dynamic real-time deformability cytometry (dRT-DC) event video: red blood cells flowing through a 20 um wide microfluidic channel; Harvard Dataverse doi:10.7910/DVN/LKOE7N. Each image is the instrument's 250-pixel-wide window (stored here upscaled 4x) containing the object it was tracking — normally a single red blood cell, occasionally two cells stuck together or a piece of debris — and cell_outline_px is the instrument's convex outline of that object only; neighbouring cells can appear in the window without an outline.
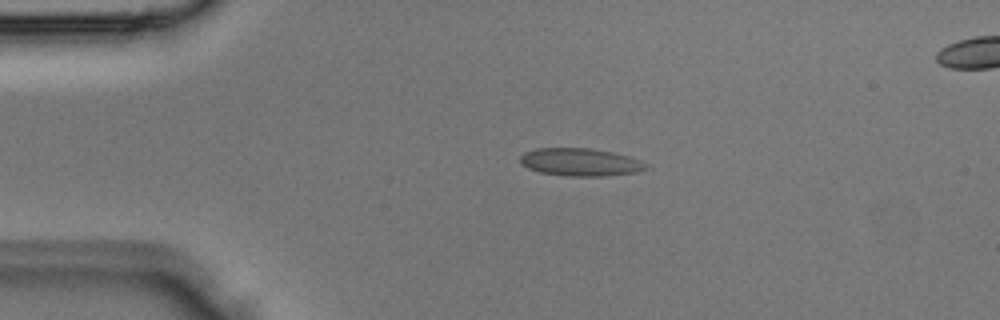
{"species": "Egyptian fruit bat (a non-hibernating species)", "species_latin": "Rousettus aegyptiacus", "temperature_condition": "room temperature", "stored_images_in_passage": 2, "camera_frame_rate_fps": 3000, "um_per_image_px": 0.085, "animal": {"sex": "male"}, "frame": {"image": 1, "passage_image": 1, "time_ms": 0.0, "image_size_px": [1000, 320], "cell_outline_px": [[648, 168], [636, 172], [604, 176], [568, 176], [540, 172], [528, 168], [520, 164], [520, 156], [524, 152], [536, 148], [588, 148], [612, 152], [628, 156], [640, 160], [648, 164]], "centroid_in_image_um": [49.31, 13.78], "position_along_channel_um": 35.7, "area_um2": 20.35}}